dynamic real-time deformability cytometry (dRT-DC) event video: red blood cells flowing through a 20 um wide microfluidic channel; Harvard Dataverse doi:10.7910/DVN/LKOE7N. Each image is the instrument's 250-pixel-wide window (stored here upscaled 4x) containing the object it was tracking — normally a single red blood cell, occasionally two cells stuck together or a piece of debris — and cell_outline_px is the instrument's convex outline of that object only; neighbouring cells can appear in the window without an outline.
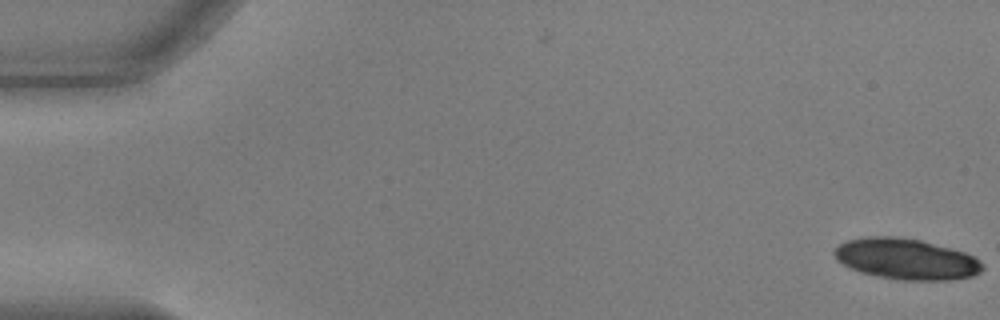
{"species": "common noctule bat (a hibernating species)", "species_latin": "Nyctalus noctula", "temperature_condition": "warm", "stored_images_in_passage": 2, "camera_frame_rate_fps": 3000, "um_per_image_px": 0.085, "animal": {"sex": "male", "body_mass_g": 17.9, "forearm_length_mm": 54.2}, "frame": {"image": 1, "passage_image": 2, "time_ms": 0.333, "image_size_px": [1000, 320], "cell_outline_px": [[984, 268], [980, 272], [972, 276], [948, 280], [900, 280], [860, 272], [848, 268], [836, 260], [832, 252], [840, 244], [848, 240], [868, 236], [892, 236], [920, 240], [952, 248], [964, 252], [980, 260], [984, 264]], "centroid_in_image_um": [77.01, 22.01], "position_along_channel_um": 8.0, "area_um2": 35.37}}